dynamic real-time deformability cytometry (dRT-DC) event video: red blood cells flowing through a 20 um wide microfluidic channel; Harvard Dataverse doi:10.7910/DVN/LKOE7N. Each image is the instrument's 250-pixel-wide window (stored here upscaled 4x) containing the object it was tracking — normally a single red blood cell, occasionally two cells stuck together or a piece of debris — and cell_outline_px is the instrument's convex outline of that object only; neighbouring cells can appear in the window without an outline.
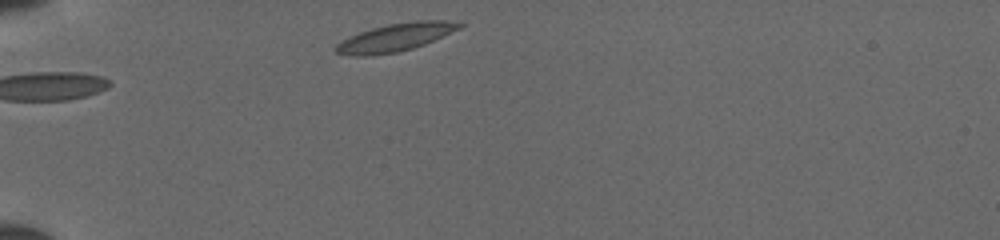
{"species": "common noctule bat (a hibernating species)", "species_latin": "Nyctalus noctula", "temperature_condition": "cold", "stored_images_in_passage": 30, "camera_frame_rate_fps": 3000, "um_per_image_px": 0.085, "animal": {"sex": "female", "body_mass_g": 19.5, "forearm_length_mm": 54.1}, "frame": {"image": 1, "passage_image": 1, "time_ms": 0.0, "image_size_px": [1000, 240], "cell_outline_px": [[464, 24], [460, 28], [424, 44], [412, 48], [396, 52], [364, 56], [352, 56], [336, 52], [336, 44], [360, 32], [372, 28], [388, 24], [416, 20], [464, 20]], "centroid_in_image_um": [33.69, 3.15], "position_along_channel_um": 51.3, "area_um2": 19.88}}
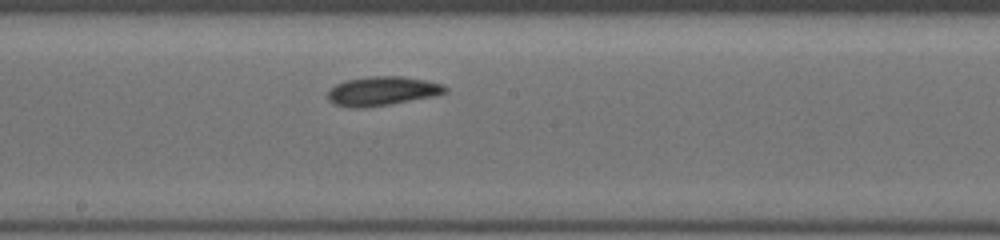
{"frame": {"image": 2, "passage_image": 15, "time_ms": 4.667, "image_size_px": [1000, 240], "cell_outline_px": [[448, 92], [432, 96], [388, 104], [364, 108], [352, 108], [336, 104], [328, 100], [328, 92], [336, 84], [344, 80], [372, 76], [404, 76], [444, 84], [448, 88]], "centroid_in_image_um": [32.49, 7.73], "position_along_channel_um": 215.7, "area_um2": 19.77}}
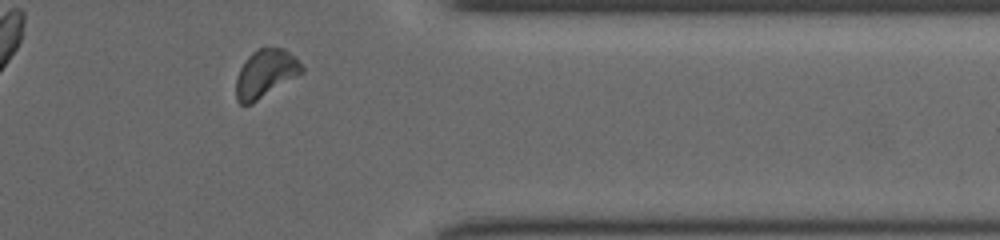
{"frame": {"image": 3, "passage_image": 28, "time_ms": 9.0, "image_size_px": [1000, 240], "cell_outline_px": [[304, 72], [252, 104], [240, 104], [236, 100], [236, 76], [244, 60], [252, 52], [260, 48], [284, 48], [296, 56], [304, 68]], "centroid_in_image_um": [22.57, 6.25], "position_along_channel_um": 388.8, "area_um2": 18.55}}